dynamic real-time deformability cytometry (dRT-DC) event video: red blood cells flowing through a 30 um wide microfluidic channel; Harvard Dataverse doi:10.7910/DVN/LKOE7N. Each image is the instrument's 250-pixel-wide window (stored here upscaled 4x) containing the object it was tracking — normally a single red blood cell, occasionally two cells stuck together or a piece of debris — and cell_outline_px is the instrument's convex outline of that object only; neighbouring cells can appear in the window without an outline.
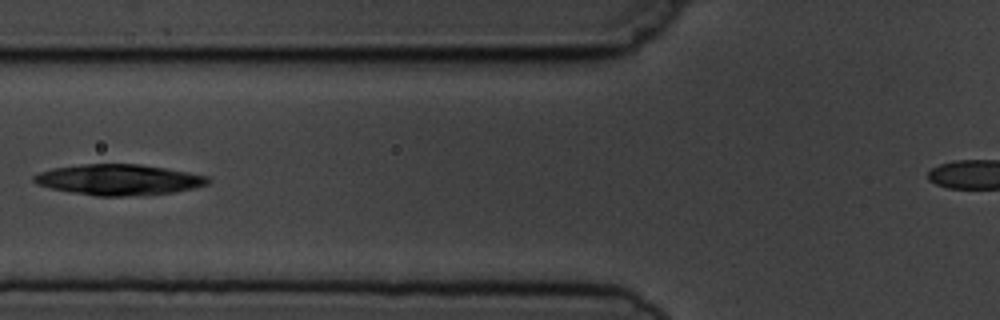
{"species": "common noctule bat (a hibernating species)", "species_latin": "Nyctalus noctula", "temperature_condition": "cold", "stored_images_in_passage": 7, "camera_frame_rate_fps": 3000, "um_per_image_px": 0.085, "animal": {"sex": "male", "body_mass_g": 19.5, "forearm_length_mm": 54.6}, "frame": {"image": 1, "passage_image": 6, "time_ms": 6.0, "image_size_px": [1000, 320], "cell_outline_px": [[212, 180], [208, 184], [196, 188], [172, 192], [124, 196], [96, 196], [72, 192], [52, 188], [36, 184], [32, 180], [32, 176], [40, 172], [52, 168], [80, 164], [140, 164], [188, 172], [208, 176]], "centroid_in_image_um": [10.09, 15.27], "position_along_channel_um": 115.7, "area_um2": 31.1}}
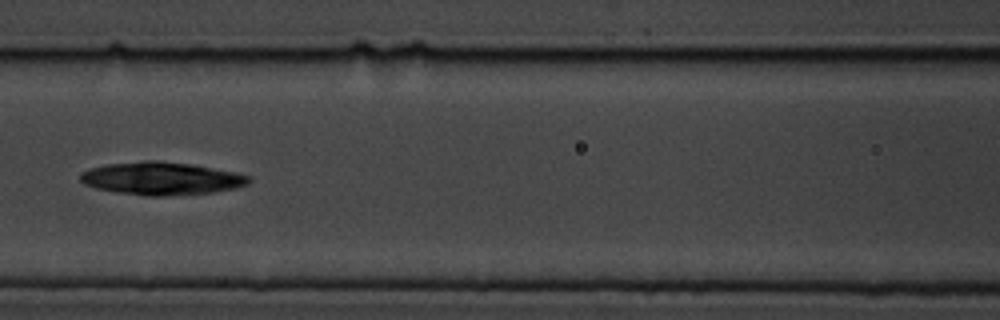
{"frame": {"image": 2, "passage_image": 7, "time_ms": 7.0, "image_size_px": [1000, 320], "cell_outline_px": [[252, 180], [248, 184], [236, 188], [212, 192], [164, 196], [148, 196], [116, 192], [96, 188], [84, 184], [80, 180], [80, 172], [88, 168], [108, 164], [144, 160], [152, 160], [188, 164], [232, 172], [252, 176]], "centroid_in_image_um": [13.68, 15.17], "position_along_channel_um": 152.9, "area_um2": 32.08}}